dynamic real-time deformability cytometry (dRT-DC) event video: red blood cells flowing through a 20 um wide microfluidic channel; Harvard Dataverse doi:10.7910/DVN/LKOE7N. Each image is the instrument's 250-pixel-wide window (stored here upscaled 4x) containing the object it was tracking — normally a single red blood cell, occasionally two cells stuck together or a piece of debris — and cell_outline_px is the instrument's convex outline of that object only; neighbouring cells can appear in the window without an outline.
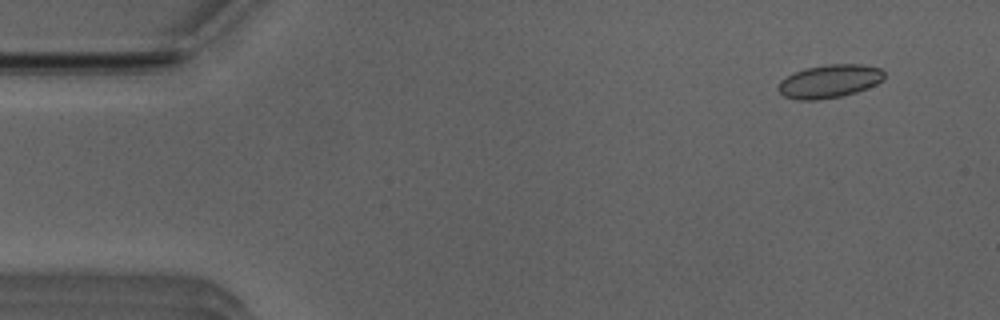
{"species": "Egyptian fruit bat (a non-hibernating species)", "species_latin": "Rousettus aegyptiacus", "temperature_condition": "room temperature", "stored_images_in_passage": 52, "camera_frame_rate_fps": 3000, "um_per_image_px": 0.085, "animal": {"sex": "male"}, "frame": {"image": 1, "passage_image": 4, "time_ms": 1.0, "image_size_px": [1000, 320], "cell_outline_px": [[884, 76], [876, 84], [856, 92], [840, 96], [816, 100], [796, 100], [784, 96], [776, 88], [780, 80], [804, 68], [828, 64], [860, 64], [880, 68], [884, 72]], "centroid_in_image_um": [70.46, 6.9], "position_along_channel_um": 14.5, "area_um2": 20.4}}
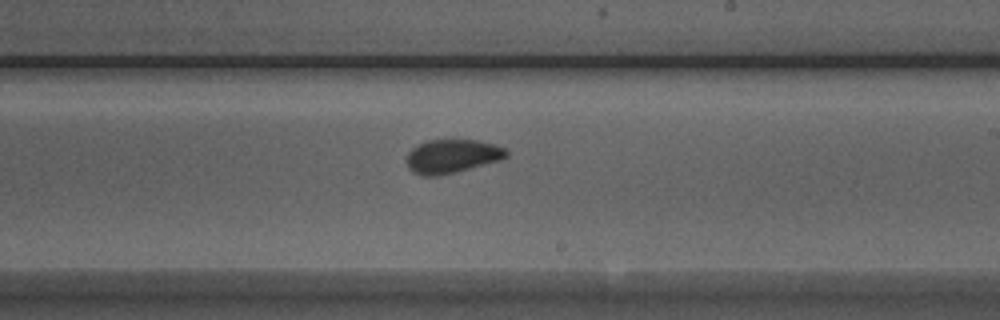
{"frame": {"image": 2, "passage_image": 30, "time_ms": 9.667, "image_size_px": [1000, 320], "cell_outline_px": [[508, 156], [500, 160], [436, 176], [424, 176], [412, 172], [408, 168], [408, 152], [412, 148], [428, 140], [476, 140], [496, 144], [504, 148], [508, 152]], "centroid_in_image_um": [38.43, 13.27], "position_along_channel_um": 250.6, "area_um2": 19.25}}
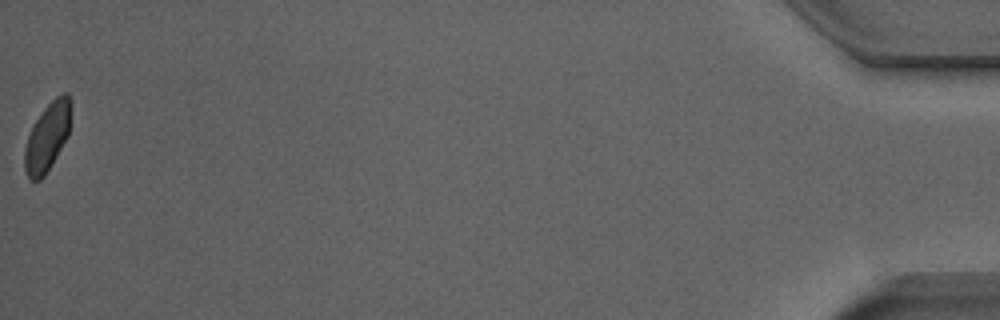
{"frame": {"image": 3, "passage_image": 52, "time_ms": 17.0, "image_size_px": [1000, 320], "cell_outline_px": [[72, 100], [68, 136], [44, 176], [40, 180], [32, 180], [28, 176], [24, 168], [24, 148], [28, 136], [36, 120], [44, 108], [56, 96], [64, 92], [68, 92]], "centroid_in_image_um": [4.04, 11.6], "position_along_channel_um": 431.2, "area_um2": 18.32}, "authors_computed_cell_mechanics": {"area_um2": 19.7965, "velocity_mm_per_s": 3.916, "shape_relaxation_time_tau1_ms": 10.57, "shape_relaxation_time_tau2_ms": 0.7617, "deformation_change_tau1": 0.1419, "deformation_change_tau2": 0.0441}}